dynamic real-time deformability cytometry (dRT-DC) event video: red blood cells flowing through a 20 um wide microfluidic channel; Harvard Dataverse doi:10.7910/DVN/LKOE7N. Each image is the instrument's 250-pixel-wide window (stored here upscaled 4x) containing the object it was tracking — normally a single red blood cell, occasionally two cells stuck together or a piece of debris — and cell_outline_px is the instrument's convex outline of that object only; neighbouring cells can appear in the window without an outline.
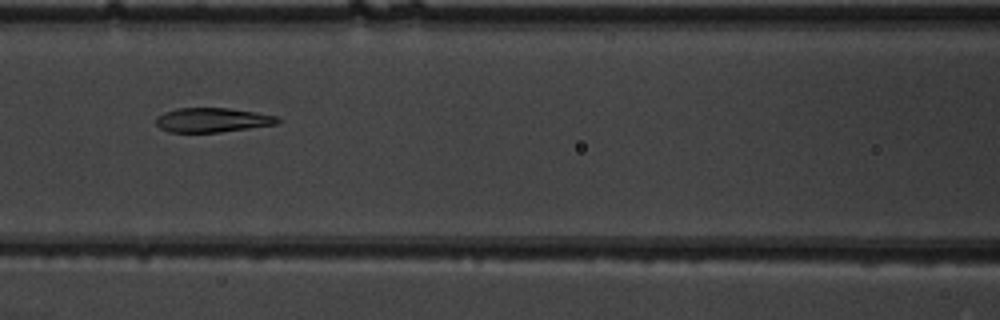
{"species": "common noctule bat (a hibernating species)", "species_latin": "Nyctalus noctula", "temperature_condition": "warm", "stored_images_in_passage": 9, "camera_frame_rate_fps": 3000, "um_per_image_px": 0.085, "animal": {"sex": "male", "body_mass_g": 19.5, "forearm_length_mm": 54.6}, "frame": {"image": 1, "passage_image": 7, "time_ms": 2.0, "image_size_px": [1000, 320], "cell_outline_px": [[280, 120], [276, 124], [220, 132], [168, 132], [160, 128], [156, 124], [156, 116], [164, 112], [176, 108], [228, 108], [256, 112], [276, 116]], "centroid_in_image_um": [18.0, 10.2], "position_along_channel_um": 148.6, "area_um2": 17.22}}
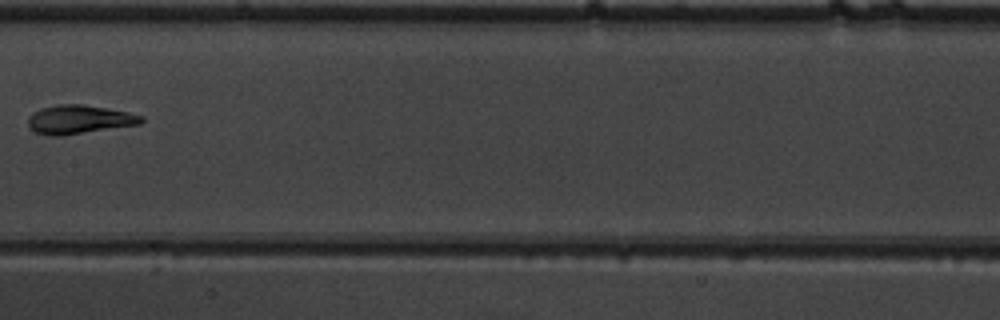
{"frame": {"image": 2, "passage_image": 8, "time_ms": 2.333, "image_size_px": [1000, 320], "cell_outline_px": [[144, 120], [140, 124], [60, 136], [48, 136], [36, 132], [28, 124], [28, 116], [32, 112], [40, 108], [56, 104], [84, 104], [128, 112], [144, 116]], "centroid_in_image_um": [6.71, 10.14], "position_along_channel_um": 200.7, "area_um2": 19.02}}
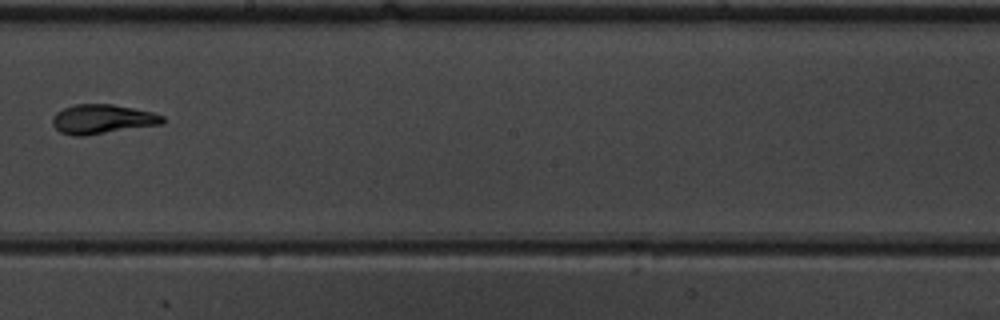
{"frame": {"image": 3, "passage_image": 9, "time_ms": 2.667, "image_size_px": [1000, 320], "cell_outline_px": [[164, 120], [160, 124], [84, 136], [72, 136], [60, 132], [52, 124], [52, 116], [56, 112], [64, 108], [76, 104], [112, 104], [152, 112], [164, 116]], "centroid_in_image_um": [8.65, 10.13], "position_along_channel_um": 239.6, "area_um2": 18.73}}